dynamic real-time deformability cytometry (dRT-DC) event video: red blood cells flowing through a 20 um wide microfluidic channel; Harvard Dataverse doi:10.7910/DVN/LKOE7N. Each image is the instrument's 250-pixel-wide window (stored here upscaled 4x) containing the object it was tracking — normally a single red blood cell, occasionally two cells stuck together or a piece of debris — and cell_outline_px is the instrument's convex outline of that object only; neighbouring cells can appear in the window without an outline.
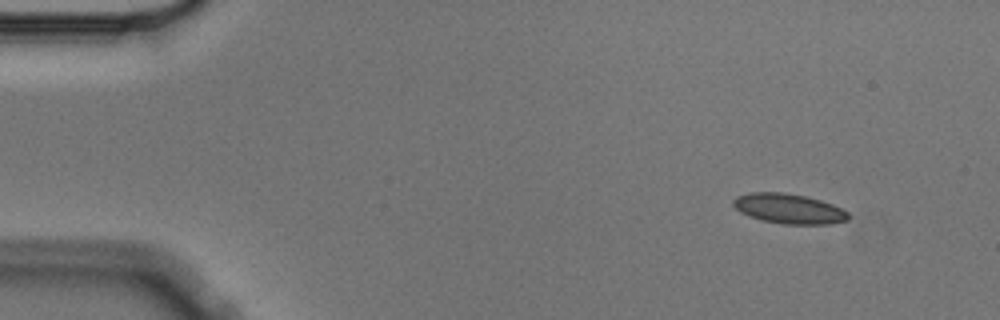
{"species": "Egyptian fruit bat (a non-hibernating species)", "species_latin": "Rousettus aegyptiacus", "temperature_condition": "cold", "stored_images_in_passage": 4, "camera_frame_rate_fps": 3000, "um_per_image_px": 0.085, "animal": {"sex": "male"}, "frame": {"image": 1, "passage_image": 1, "time_ms": 0.0, "image_size_px": [1000, 320], "cell_outline_px": [[848, 220], [832, 224], [784, 224], [760, 220], [748, 216], [740, 212], [732, 204], [732, 200], [736, 196], [748, 192], [784, 192], [804, 196], [820, 200], [832, 204], [848, 212]], "centroid_in_image_um": [67.01, 17.74], "position_along_channel_um": 18.0, "area_um2": 20.17}}
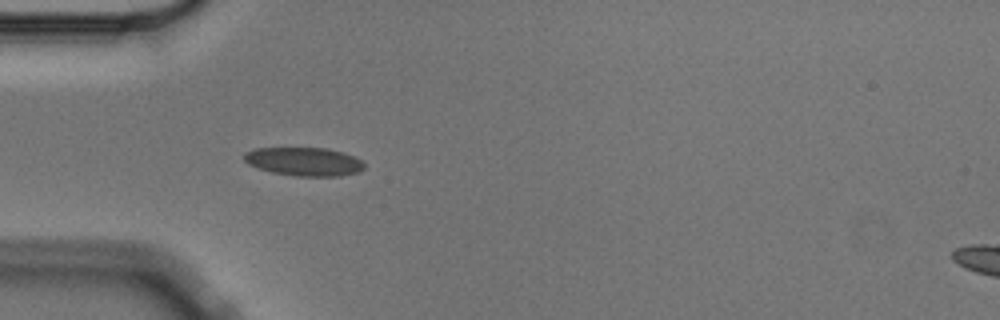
{"frame": {"image": 2, "passage_image": 4, "time_ms": 1.0, "image_size_px": [1000, 320], "cell_outline_px": [[364, 168], [360, 172], [340, 176], [296, 176], [272, 172], [248, 164], [244, 160], [244, 152], [252, 148], [328, 148], [344, 152], [360, 160], [364, 164]], "centroid_in_image_um": [25.84, 13.73], "position_along_channel_um": 59.2, "area_um2": 20.0}}